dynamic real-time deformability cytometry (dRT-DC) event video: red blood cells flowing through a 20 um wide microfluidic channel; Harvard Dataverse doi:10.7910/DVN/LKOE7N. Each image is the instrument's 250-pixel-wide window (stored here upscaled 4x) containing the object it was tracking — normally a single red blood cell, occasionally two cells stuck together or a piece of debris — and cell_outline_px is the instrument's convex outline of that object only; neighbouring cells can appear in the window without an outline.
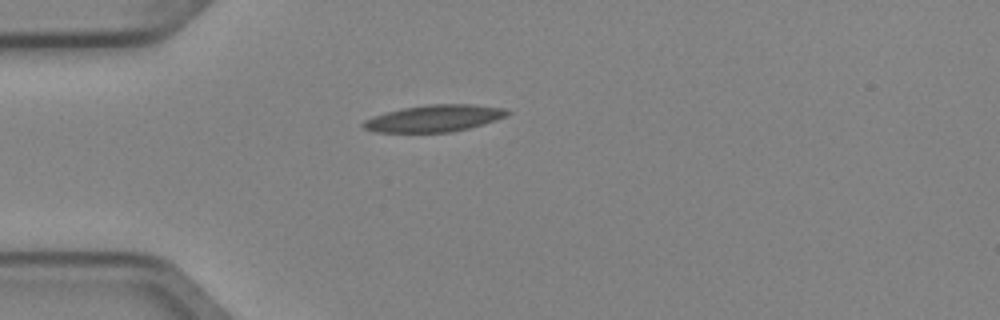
{"species": "Egyptian fruit bat (a non-hibernating species)", "species_latin": "Rousettus aegyptiacus", "temperature_condition": "cold", "stored_images_in_passage": 1, "camera_frame_rate_fps": 3000, "um_per_image_px": 0.085, "animal": {"sex": "female"}, "frame": {"image": 1, "passage_image": 1, "time_ms": 0.0, "image_size_px": [1000, 320], "cell_outline_px": [[512, 112], [508, 116], [496, 120], [468, 128], [452, 132], [376, 132], [364, 128], [360, 124], [364, 120], [384, 112], [404, 108], [428, 104], [472, 104], [504, 108]], "centroid_in_image_um": [36.92, 10.05], "position_along_channel_um": 48.1, "area_um2": 22.54}}